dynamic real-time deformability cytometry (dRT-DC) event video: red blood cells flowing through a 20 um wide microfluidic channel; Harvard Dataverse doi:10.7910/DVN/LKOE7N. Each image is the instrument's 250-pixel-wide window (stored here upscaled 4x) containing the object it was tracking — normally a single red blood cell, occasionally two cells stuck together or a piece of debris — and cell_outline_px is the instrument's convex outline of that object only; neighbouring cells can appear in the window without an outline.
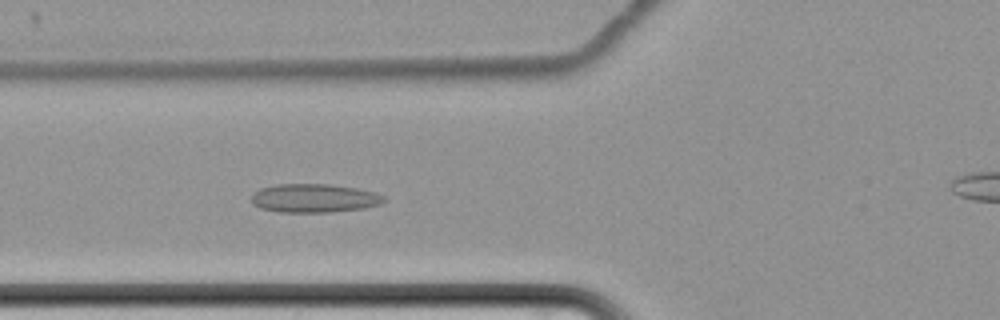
{"species": "common noctule bat (a hibernating species)", "species_latin": "Nyctalus noctula", "temperature_condition": "cold", "stored_images_in_passage": 62, "camera_frame_rate_fps": 3000, "um_per_image_px": 0.085, "animal": {"sex": "female", "body_mass_g": 22.7, "forearm_length_mm": 54.2}, "frame": {"image": 1, "passage_image": 30, "time_ms": 9.667, "image_size_px": [1000, 320], "cell_outline_px": [[388, 200], [380, 204], [364, 208], [328, 212], [280, 212], [260, 208], [252, 204], [252, 196], [260, 188], [276, 184], [328, 184], [356, 188], [376, 192], [384, 196]], "centroid_in_image_um": [26.73, 16.84], "position_along_channel_um": 99.1, "area_um2": 22.14}}
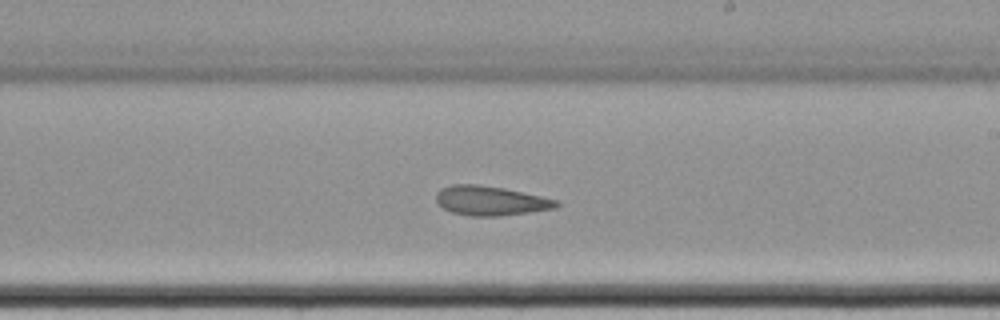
{"frame": {"image": 2, "passage_image": 43, "time_ms": 14.0, "image_size_px": [1000, 320], "cell_outline_px": [[560, 204], [556, 208], [500, 216], [468, 216], [452, 212], [444, 208], [436, 200], [436, 192], [440, 188], [452, 184], [476, 184], [504, 188], [560, 200]], "centroid_in_image_um": [41.7, 17.06], "position_along_channel_um": 247.3, "area_um2": 20.69}}
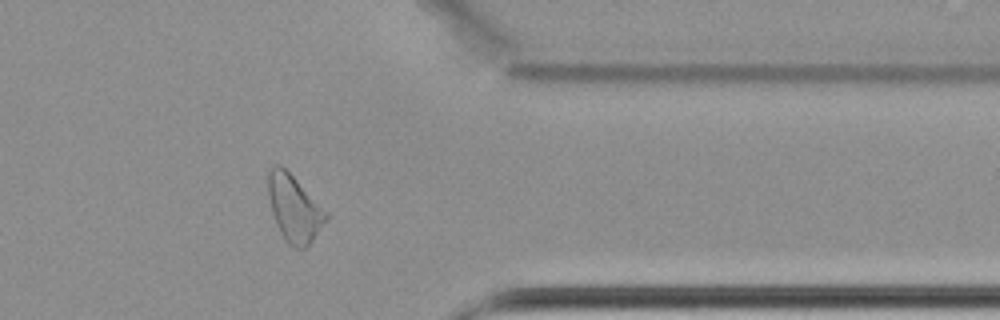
{"frame": {"image": 3, "passage_image": 56, "time_ms": 18.333, "image_size_px": [1000, 320], "cell_outline_px": [[332, 216], [312, 240], [304, 248], [296, 248], [288, 244], [280, 232], [276, 224], [272, 212], [268, 196], [268, 168], [272, 164], [280, 164]], "centroid_in_image_um": [25.01, 17.71], "position_along_channel_um": 386.4, "area_um2": 22.48}}